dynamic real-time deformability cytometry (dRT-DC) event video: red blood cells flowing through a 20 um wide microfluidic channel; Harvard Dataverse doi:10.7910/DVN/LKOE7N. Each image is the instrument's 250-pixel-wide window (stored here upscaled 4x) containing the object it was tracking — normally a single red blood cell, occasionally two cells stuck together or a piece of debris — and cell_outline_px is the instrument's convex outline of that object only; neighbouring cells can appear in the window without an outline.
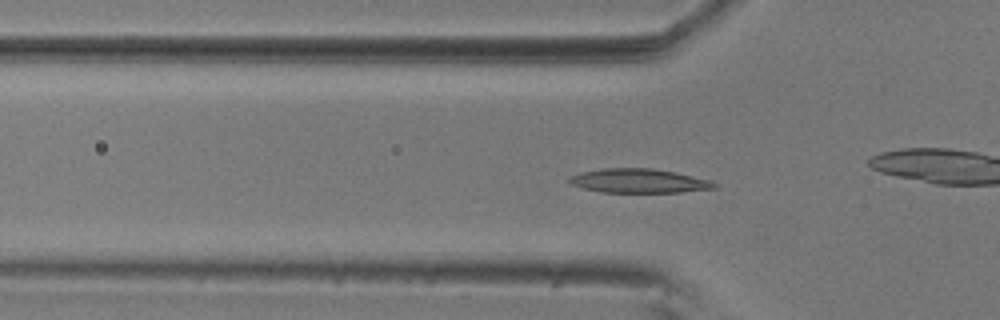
{"species": "common noctule bat (a hibernating species)", "species_latin": "Nyctalus noctula", "temperature_condition": "room temperature", "stored_images_in_passage": 45, "camera_frame_rate_fps": 3000, "um_per_image_px": 0.085, "animal": {"sex": "male", "body_mass_g": 20.5, "forearm_length_mm": 52.5}, "frame": {"image": 1, "passage_image": 18, "time_ms": 5.667, "image_size_px": [1000, 320], "cell_outline_px": [[716, 188], [680, 192], [600, 192], [584, 188], [572, 184], [568, 180], [568, 176], [580, 172], [604, 168], [652, 168], [676, 172], [708, 180], [716, 184]], "centroid_in_image_um": [54.26, 15.37], "position_along_channel_um": 71.5, "area_um2": 20.23}}
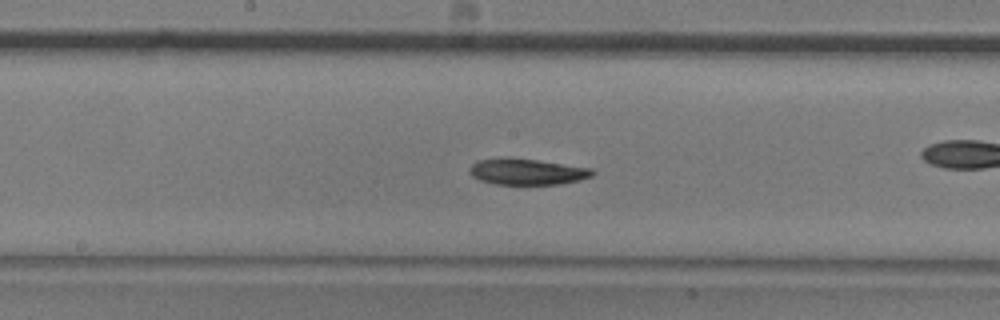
{"frame": {"image": 2, "passage_image": 29, "time_ms": 9.333, "image_size_px": [1000, 320], "cell_outline_px": [[596, 172], [592, 176], [580, 180], [560, 184], [524, 188], [496, 184], [480, 180], [472, 176], [468, 172], [468, 168], [472, 164], [480, 160], [508, 156], [592, 168]], "centroid_in_image_um": [44.78, 14.64], "position_along_channel_um": 203.4, "area_um2": 19.77}}
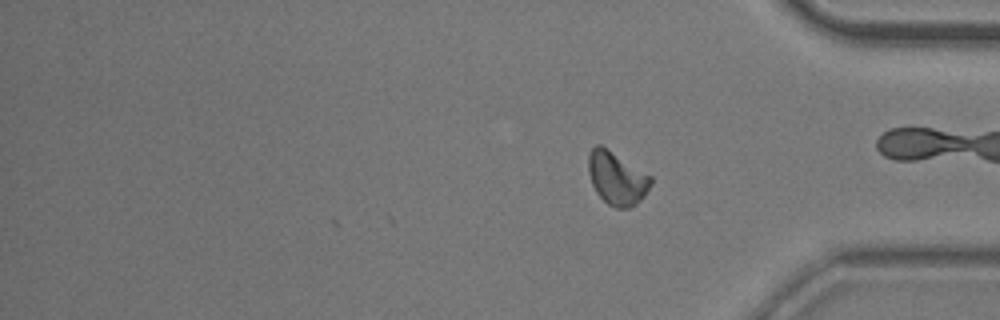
{"frame": {"image": 3, "passage_image": 45, "time_ms": 14.667, "image_size_px": [1000, 320], "cell_outline_px": [[652, 184], [644, 196], [636, 204], [628, 208], [616, 208], [608, 204], [596, 192], [592, 184], [588, 172], [588, 156], [592, 148], [596, 144], [600, 144], [652, 176]], "centroid_in_image_um": [52.43, 15.15], "position_along_channel_um": 382.8, "area_um2": 19.25}, "authors_computed_cell_mechanics": {"area_um2": 19.2474, "velocity_mm_per_s": 3.5743, "shape_relaxation_time_tau1_ms": 4.4988, "shape_relaxation_time_tau2_ms": null, "deformation_change_tau1": 0.1206, "deformation_change_tau2": null}}